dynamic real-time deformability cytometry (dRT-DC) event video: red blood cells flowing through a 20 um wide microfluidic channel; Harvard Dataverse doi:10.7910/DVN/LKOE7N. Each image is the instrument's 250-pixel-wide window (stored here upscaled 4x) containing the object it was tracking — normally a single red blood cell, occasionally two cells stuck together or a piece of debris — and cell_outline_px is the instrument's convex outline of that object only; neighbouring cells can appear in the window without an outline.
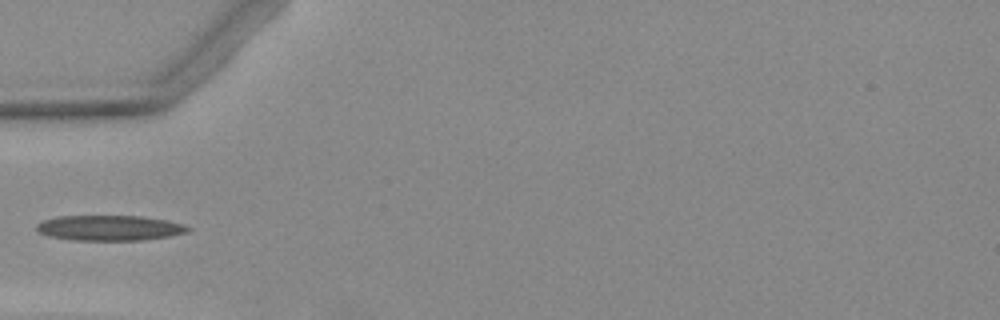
{"species": "Egyptian fruit bat (a non-hibernating species)", "species_latin": "Rousettus aegyptiacus", "temperature_condition": "warm", "stored_images_in_passage": 5, "camera_frame_rate_fps": 3000, "um_per_image_px": 0.085, "animal": {"sex": "female"}, "frame": {"image": 1, "passage_image": 4, "time_ms": 4.0, "image_size_px": [1000, 320], "cell_outline_px": [[192, 228], [188, 232], [168, 236], [140, 240], [72, 240], [48, 236], [40, 232], [36, 228], [36, 224], [44, 220], [60, 216], [140, 216], [164, 220], [184, 224]], "centroid_in_image_um": [9.31, 19.37], "position_along_channel_um": 75.7, "area_um2": 22.14}}
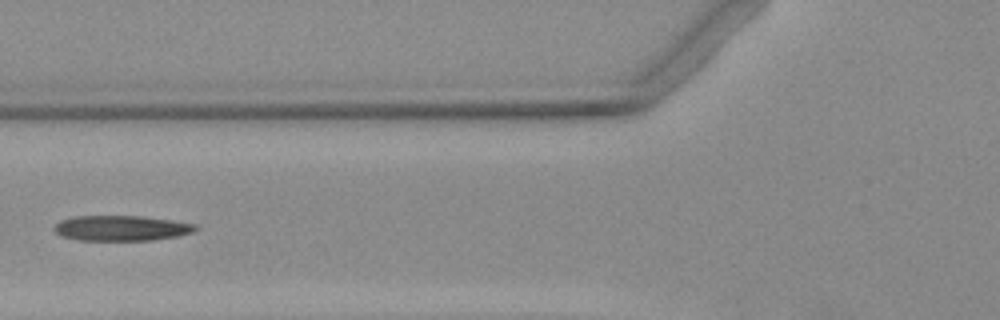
{"frame": {"image": 2, "passage_image": 5, "time_ms": 5.0, "image_size_px": [1000, 320], "cell_outline_px": [[200, 228], [192, 232], [176, 236], [152, 240], [80, 240], [60, 236], [52, 228], [60, 220], [76, 216], [140, 216], [172, 220], [196, 224]], "centroid_in_image_um": [10.31, 19.39], "position_along_channel_um": 115.5, "area_um2": 20.81}}